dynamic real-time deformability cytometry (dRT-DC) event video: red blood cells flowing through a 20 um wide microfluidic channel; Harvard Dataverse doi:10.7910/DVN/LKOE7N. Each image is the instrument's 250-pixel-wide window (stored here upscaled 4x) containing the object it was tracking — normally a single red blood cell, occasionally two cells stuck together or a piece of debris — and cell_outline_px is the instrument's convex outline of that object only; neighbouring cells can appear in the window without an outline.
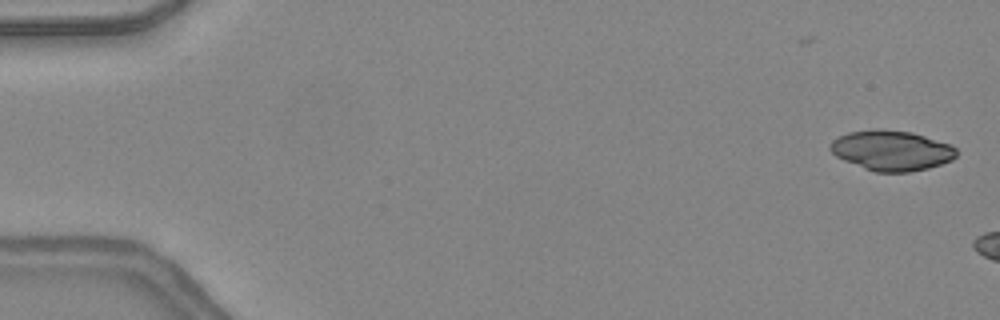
{"species": "common noctule bat (a hibernating species)", "species_latin": "Nyctalus noctula", "temperature_condition": "warm", "stored_images_in_passage": 6, "camera_frame_rate_fps": 3000, "um_per_image_px": 0.085, "animal": {"sex": "female", "body_mass_g": 24.6, "forearm_length_mm": 56.2}, "frame": {"image": 1, "passage_image": 2, "time_ms": 0.333, "image_size_px": [1000, 320], "cell_outline_px": [[956, 156], [952, 160], [928, 168], [908, 172], [876, 172], [864, 168], [844, 160], [836, 156], [828, 148], [832, 140], [848, 132], [872, 128], [880, 128], [912, 132], [952, 144], [956, 148]], "centroid_in_image_um": [75.78, 12.77], "position_along_channel_um": 9.2, "area_um2": 29.71}}